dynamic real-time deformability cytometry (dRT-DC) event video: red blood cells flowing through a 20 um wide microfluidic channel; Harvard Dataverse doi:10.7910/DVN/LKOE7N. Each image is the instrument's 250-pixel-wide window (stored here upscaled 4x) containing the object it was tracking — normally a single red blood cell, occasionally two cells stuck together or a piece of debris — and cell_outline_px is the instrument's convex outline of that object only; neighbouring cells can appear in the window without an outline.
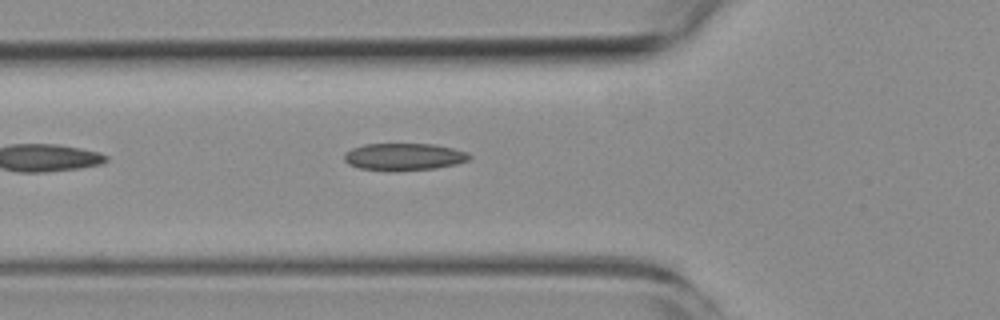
{"species": "common noctule bat (a hibernating species)", "species_latin": "Nyctalus noctula", "temperature_condition": "room temperature", "stored_images_in_passage": 3, "camera_frame_rate_fps": 3000, "um_per_image_px": 0.085, "animal": {"sex": "female", "body_mass_g": 19.3, "forearm_length_mm": 54.1}, "frame": {"image": 1, "passage_image": 3, "time_ms": 2.333, "image_size_px": [1000, 320], "cell_outline_px": [[472, 156], [468, 160], [456, 164], [436, 168], [396, 172], [388, 172], [360, 168], [348, 164], [344, 160], [344, 152], [352, 148], [364, 144], [436, 144], [468, 152]], "centroid_in_image_um": [34.32, 13.34], "position_along_channel_um": 91.5, "area_um2": 20.23}}